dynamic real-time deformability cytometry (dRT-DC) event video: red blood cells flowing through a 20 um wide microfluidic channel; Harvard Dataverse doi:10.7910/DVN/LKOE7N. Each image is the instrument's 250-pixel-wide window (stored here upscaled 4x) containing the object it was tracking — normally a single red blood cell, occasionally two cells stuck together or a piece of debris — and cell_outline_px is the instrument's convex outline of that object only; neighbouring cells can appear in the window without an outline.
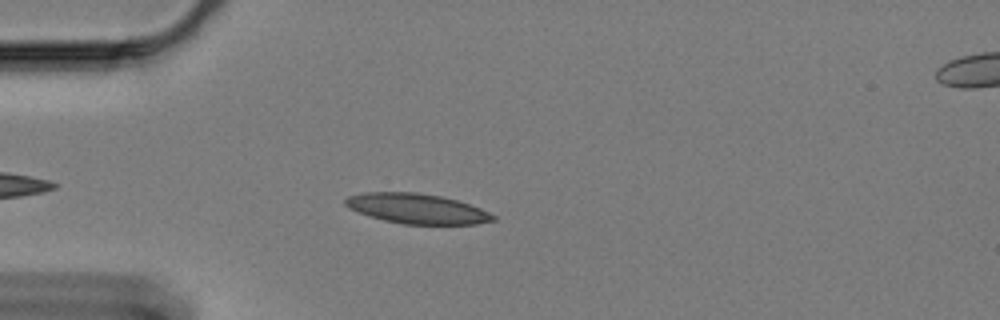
{"species": "Egyptian fruit bat (a non-hibernating species)", "species_latin": "Rousettus aegyptiacus", "temperature_condition": "cold", "stored_images_in_passage": 36, "camera_frame_rate_fps": 3000, "um_per_image_px": 0.085, "animal": {"sex": "female"}, "frame": {"image": 1, "passage_image": 6, "time_ms": 1.667, "image_size_px": [1000, 320], "cell_outline_px": [[496, 220], [476, 224], [400, 224], [368, 216], [348, 208], [344, 204], [344, 200], [348, 196], [364, 192], [416, 192], [440, 196], [456, 200], [480, 208], [496, 216]], "centroid_in_image_um": [35.4, 17.73], "position_along_channel_um": 49.6, "area_um2": 25.84}}
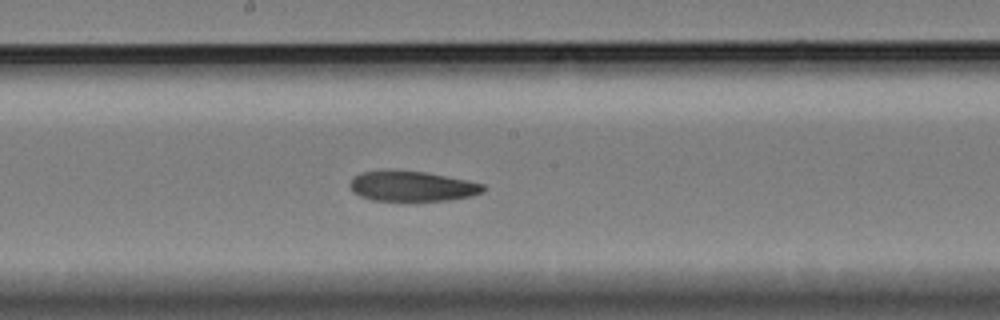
{"frame": {"image": 2, "passage_image": 22, "time_ms": 7.0, "image_size_px": [1000, 320], "cell_outline_px": [[484, 192], [472, 196], [448, 200], [372, 200], [360, 196], [352, 192], [348, 184], [352, 176], [360, 172], [384, 168], [396, 168], [424, 172], [468, 180], [484, 184]], "centroid_in_image_um": [34.94, 15.78], "position_along_channel_um": 213.3, "area_um2": 24.1}}
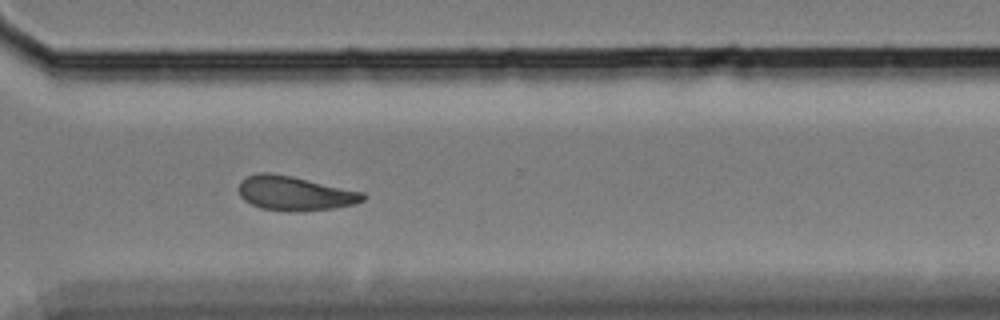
{"frame": {"image": 3, "passage_image": 34, "time_ms": 11.0, "image_size_px": [1000, 320], "cell_outline_px": [[368, 196], [364, 200], [356, 204], [336, 208], [304, 212], [288, 212], [260, 208], [244, 200], [240, 196], [240, 180], [248, 176], [260, 172], [268, 172], [292, 176], [364, 192]], "centroid_in_image_um": [25.1, 16.45], "position_along_channel_um": 345.5, "area_um2": 25.2}, "authors_computed_cell_mechanics": {"area_um2": 24.9407, "velocity_mm_per_s": 3.3082, "shape_relaxation_time_tau1_ms": null, "shape_relaxation_time_tau2_ms": 6.8736, "deformation_change_tau1": null, "deformation_change_tau2": 0.1384}}